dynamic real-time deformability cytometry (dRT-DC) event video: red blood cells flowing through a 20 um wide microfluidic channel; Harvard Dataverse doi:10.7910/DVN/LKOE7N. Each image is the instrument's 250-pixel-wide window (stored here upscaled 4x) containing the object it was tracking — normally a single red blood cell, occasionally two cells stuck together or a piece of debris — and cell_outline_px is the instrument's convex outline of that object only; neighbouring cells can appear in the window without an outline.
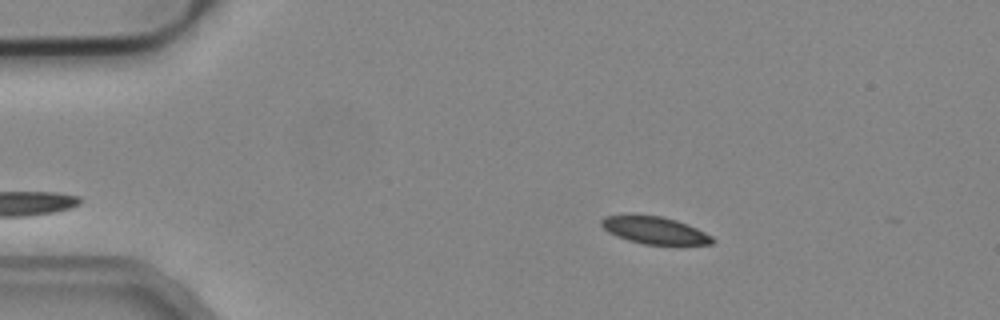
{"species": "common noctule bat (a hibernating species)", "species_latin": "Nyctalus noctula", "temperature_condition": "cold", "stored_images_in_passage": 13, "camera_frame_rate_fps": 3000, "um_per_image_px": 0.085, "animal": {"sex": "male", "body_mass_g": 19.2, "forearm_length_mm": 51.8}, "frame": {"image": 1, "passage_image": 9, "time_ms": 2.667, "image_size_px": [1000, 320], "cell_outline_px": [[716, 240], [712, 244], [644, 244], [628, 240], [616, 236], [608, 232], [600, 224], [600, 220], [604, 216], [632, 212], [660, 216], [676, 220], [688, 224], [712, 236]], "centroid_in_image_um": [55.57, 19.53], "position_along_channel_um": 29.4, "area_um2": 18.09}}